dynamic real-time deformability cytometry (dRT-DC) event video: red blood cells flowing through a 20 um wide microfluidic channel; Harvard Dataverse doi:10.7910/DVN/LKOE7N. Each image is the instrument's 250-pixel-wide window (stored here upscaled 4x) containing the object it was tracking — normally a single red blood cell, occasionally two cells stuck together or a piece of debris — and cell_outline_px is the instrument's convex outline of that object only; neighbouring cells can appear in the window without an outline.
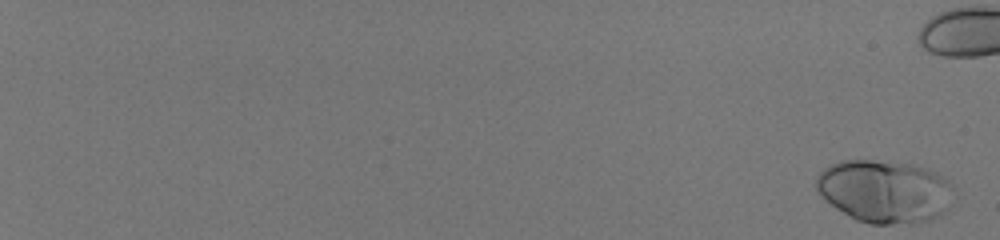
{"species": "human", "species_latin": "Homo sapiens", "temperature_condition": "room temperature", "stored_images_in_passage": 56, "camera_frame_rate_fps": 3000, "um_per_image_px": 0.085, "donor": {"sex": "male"}, "frame": {"image": 1, "passage_image": 2, "time_ms": 0.333, "image_size_px": [1000, 240], "cell_outline_px": [[948, 208], [940, 216], [932, 220], [912, 224], [872, 224], [856, 220], [836, 208], [816, 188], [816, 180], [820, 172], [824, 168], [840, 160], [872, 160], [912, 164], [928, 168], [936, 172], [948, 180]], "centroid_in_image_um": [75.18, 16.27], "position_along_channel_um": 9.8, "area_um2": 49.82}}
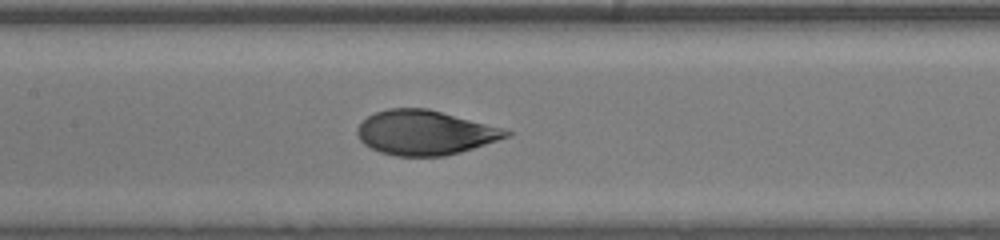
{"frame": {"image": 2, "passage_image": 35, "time_ms": 11.333, "image_size_px": [1000, 240], "cell_outline_px": [[512, 136], [460, 152], [444, 156], [396, 156], [380, 152], [364, 144], [360, 140], [356, 132], [356, 128], [368, 116], [376, 112], [388, 108], [428, 108], [500, 128], [512, 132]], "centroid_in_image_um": [36.09, 11.28], "position_along_channel_um": 171.3, "area_um2": 38.38}}
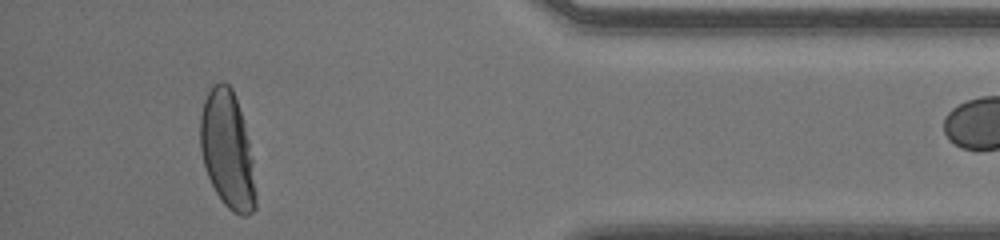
{"frame": {"image": 3, "passage_image": 55, "time_ms": 18.0, "image_size_px": [1000, 240], "cell_outline_px": [[256, 208], [252, 212], [244, 216], [240, 216], [232, 212], [224, 204], [216, 192], [208, 176], [204, 164], [200, 148], [200, 116], [204, 100], [212, 84], [220, 80], [224, 80], [232, 88], [244, 124], [248, 140], [252, 160], [256, 192]], "centroid_in_image_um": [19.32, 12.74], "position_along_channel_um": 415.9, "area_um2": 37.8}}